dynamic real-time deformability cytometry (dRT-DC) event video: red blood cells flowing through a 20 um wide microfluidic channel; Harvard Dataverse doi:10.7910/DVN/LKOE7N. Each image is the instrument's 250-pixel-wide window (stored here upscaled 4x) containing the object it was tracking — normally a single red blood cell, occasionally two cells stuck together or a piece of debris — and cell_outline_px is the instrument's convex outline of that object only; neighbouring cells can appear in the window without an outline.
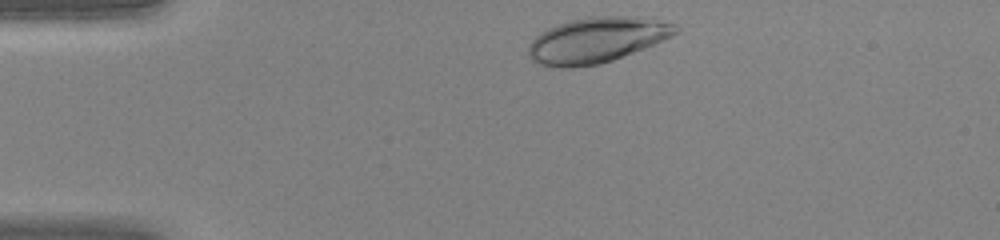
{"species": "human", "species_latin": "Homo sapiens", "temperature_condition": "warm", "stored_images_in_passage": 30, "camera_frame_rate_fps": 3000, "um_per_image_px": 0.085, "donor": {"sex": "female"}, "frame": {"image": 1, "passage_image": 1, "time_ms": 0.0, "image_size_px": [1000, 240], "cell_outline_px": [[680, 32], [672, 36], [644, 48], [612, 60], [600, 64], [572, 68], [560, 68], [536, 64], [528, 56], [528, 48], [532, 40], [540, 32], [556, 24], [588, 16], [636, 16], [676, 24]], "centroid_in_image_um": [50.69, 3.41], "position_along_channel_um": 34.3, "area_um2": 39.13}}
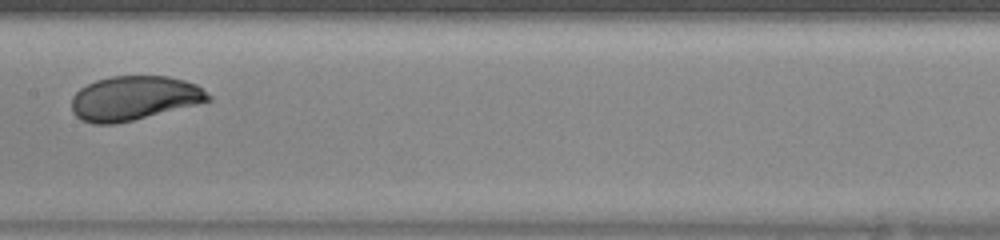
{"frame": {"image": 2, "passage_image": 15, "time_ms": 4.667, "image_size_px": [1000, 240], "cell_outline_px": [[212, 100], [116, 124], [92, 124], [80, 120], [72, 112], [72, 96], [80, 88], [96, 80], [112, 76], [168, 76], [184, 80], [196, 84], [212, 96]], "centroid_in_image_um": [11.37, 8.34], "position_along_channel_um": 196.0, "area_um2": 35.14}}
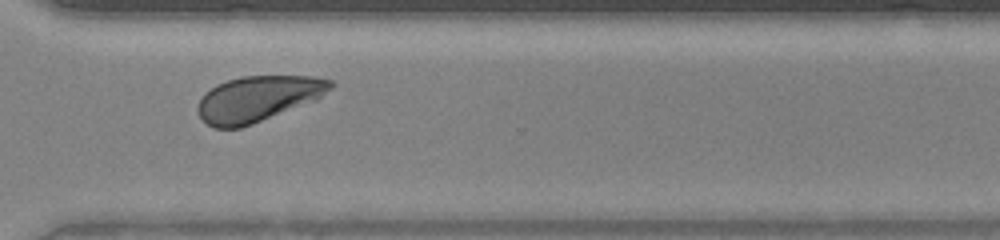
{"frame": {"image": 3, "passage_image": 25, "time_ms": 8.0, "image_size_px": [1000, 240], "cell_outline_px": [[336, 84], [332, 88], [316, 100], [252, 124], [240, 128], [216, 128], [208, 124], [200, 116], [196, 108], [204, 92], [216, 84], [228, 80], [244, 76], [312, 76], [332, 80]], "centroid_in_image_um": [21.93, 8.38], "position_along_channel_um": 348.7, "area_um2": 35.2}}